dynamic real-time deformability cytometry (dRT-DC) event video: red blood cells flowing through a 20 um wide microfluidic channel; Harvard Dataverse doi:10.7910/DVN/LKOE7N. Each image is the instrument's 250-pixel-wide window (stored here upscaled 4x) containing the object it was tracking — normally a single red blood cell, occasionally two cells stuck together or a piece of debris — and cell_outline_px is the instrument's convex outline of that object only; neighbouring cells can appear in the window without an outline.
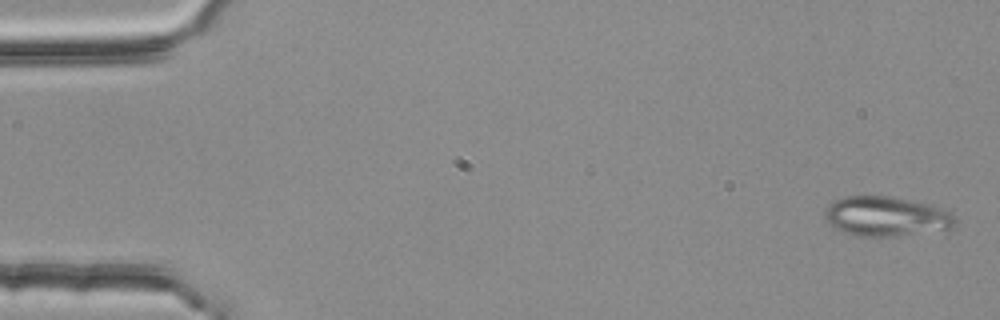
{"species": "common noctule bat (a hibernating species)", "species_latin": "Nyctalus noctula", "temperature_condition": "room temperature", "stored_images_in_passage": 4, "camera_frame_rate_fps": 3000, "um_per_image_px": 0.085, "animal": {"sex": "female", "body_mass_g": 25.1}, "frame": {"image": 1, "passage_image": 1, "time_ms": 0.0, "image_size_px": [1000, 320], "cell_outline_px": [[956, 224], [952, 228], [896, 236], [856, 236], [844, 232], [836, 228], [824, 216], [824, 208], [832, 200], [844, 196], [892, 196], [928, 204], [944, 208], [952, 212], [956, 220]], "centroid_in_image_um": [75.32, 18.37], "position_along_channel_um": 9.7, "area_um2": 30.29}}